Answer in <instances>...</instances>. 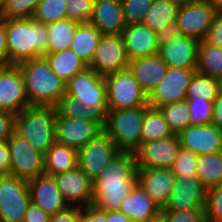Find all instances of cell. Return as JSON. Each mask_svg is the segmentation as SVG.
<instances>
[{"label":"cell","instance_id":"54","mask_svg":"<svg viewBox=\"0 0 222 222\" xmlns=\"http://www.w3.org/2000/svg\"><path fill=\"white\" fill-rule=\"evenodd\" d=\"M212 123L222 130V88L216 99L213 101V121Z\"/></svg>","mask_w":222,"mask_h":222},{"label":"cell","instance_id":"35","mask_svg":"<svg viewBox=\"0 0 222 222\" xmlns=\"http://www.w3.org/2000/svg\"><path fill=\"white\" fill-rule=\"evenodd\" d=\"M80 23L64 19L47 24L48 43L47 53H54L69 49L77 26Z\"/></svg>","mask_w":222,"mask_h":222},{"label":"cell","instance_id":"6","mask_svg":"<svg viewBox=\"0 0 222 222\" xmlns=\"http://www.w3.org/2000/svg\"><path fill=\"white\" fill-rule=\"evenodd\" d=\"M107 109L125 110L148 105V95L142 90L128 68L104 77Z\"/></svg>","mask_w":222,"mask_h":222},{"label":"cell","instance_id":"9","mask_svg":"<svg viewBox=\"0 0 222 222\" xmlns=\"http://www.w3.org/2000/svg\"><path fill=\"white\" fill-rule=\"evenodd\" d=\"M7 142L10 152L9 174L27 181L44 174V154L16 132Z\"/></svg>","mask_w":222,"mask_h":222},{"label":"cell","instance_id":"53","mask_svg":"<svg viewBox=\"0 0 222 222\" xmlns=\"http://www.w3.org/2000/svg\"><path fill=\"white\" fill-rule=\"evenodd\" d=\"M0 64L8 65L5 19L0 18Z\"/></svg>","mask_w":222,"mask_h":222},{"label":"cell","instance_id":"43","mask_svg":"<svg viewBox=\"0 0 222 222\" xmlns=\"http://www.w3.org/2000/svg\"><path fill=\"white\" fill-rule=\"evenodd\" d=\"M205 216L208 222H222V183L207 190Z\"/></svg>","mask_w":222,"mask_h":222},{"label":"cell","instance_id":"34","mask_svg":"<svg viewBox=\"0 0 222 222\" xmlns=\"http://www.w3.org/2000/svg\"><path fill=\"white\" fill-rule=\"evenodd\" d=\"M196 177L209 190L222 183V151L199 155L196 164Z\"/></svg>","mask_w":222,"mask_h":222},{"label":"cell","instance_id":"27","mask_svg":"<svg viewBox=\"0 0 222 222\" xmlns=\"http://www.w3.org/2000/svg\"><path fill=\"white\" fill-rule=\"evenodd\" d=\"M78 166V150L55 142L44 154V174L54 176Z\"/></svg>","mask_w":222,"mask_h":222},{"label":"cell","instance_id":"50","mask_svg":"<svg viewBox=\"0 0 222 222\" xmlns=\"http://www.w3.org/2000/svg\"><path fill=\"white\" fill-rule=\"evenodd\" d=\"M22 222H50V215L39 206L29 203Z\"/></svg>","mask_w":222,"mask_h":222},{"label":"cell","instance_id":"49","mask_svg":"<svg viewBox=\"0 0 222 222\" xmlns=\"http://www.w3.org/2000/svg\"><path fill=\"white\" fill-rule=\"evenodd\" d=\"M156 34H157V44L160 47L176 39L178 36L181 35V32L179 27L177 26V23L171 22L168 23L167 27H163L162 29L158 30Z\"/></svg>","mask_w":222,"mask_h":222},{"label":"cell","instance_id":"33","mask_svg":"<svg viewBox=\"0 0 222 222\" xmlns=\"http://www.w3.org/2000/svg\"><path fill=\"white\" fill-rule=\"evenodd\" d=\"M55 108L56 116L90 120L97 123L102 129L105 127L106 119L98 111L93 110L91 106H84L72 95L65 93Z\"/></svg>","mask_w":222,"mask_h":222},{"label":"cell","instance_id":"40","mask_svg":"<svg viewBox=\"0 0 222 222\" xmlns=\"http://www.w3.org/2000/svg\"><path fill=\"white\" fill-rule=\"evenodd\" d=\"M189 107V126L208 125L213 121V101L186 98Z\"/></svg>","mask_w":222,"mask_h":222},{"label":"cell","instance_id":"12","mask_svg":"<svg viewBox=\"0 0 222 222\" xmlns=\"http://www.w3.org/2000/svg\"><path fill=\"white\" fill-rule=\"evenodd\" d=\"M207 189L196 176L175 175L174 184L162 211L205 209Z\"/></svg>","mask_w":222,"mask_h":222},{"label":"cell","instance_id":"18","mask_svg":"<svg viewBox=\"0 0 222 222\" xmlns=\"http://www.w3.org/2000/svg\"><path fill=\"white\" fill-rule=\"evenodd\" d=\"M53 177L69 206L75 204V206L86 208L93 205L91 180L78 166Z\"/></svg>","mask_w":222,"mask_h":222},{"label":"cell","instance_id":"31","mask_svg":"<svg viewBox=\"0 0 222 222\" xmlns=\"http://www.w3.org/2000/svg\"><path fill=\"white\" fill-rule=\"evenodd\" d=\"M196 71L222 82V48L199 41Z\"/></svg>","mask_w":222,"mask_h":222},{"label":"cell","instance_id":"17","mask_svg":"<svg viewBox=\"0 0 222 222\" xmlns=\"http://www.w3.org/2000/svg\"><path fill=\"white\" fill-rule=\"evenodd\" d=\"M103 129L95 122L85 119L56 116L55 140L76 150L95 139Z\"/></svg>","mask_w":222,"mask_h":222},{"label":"cell","instance_id":"16","mask_svg":"<svg viewBox=\"0 0 222 222\" xmlns=\"http://www.w3.org/2000/svg\"><path fill=\"white\" fill-rule=\"evenodd\" d=\"M30 106L19 67L15 64L0 68V111L18 115Z\"/></svg>","mask_w":222,"mask_h":222},{"label":"cell","instance_id":"10","mask_svg":"<svg viewBox=\"0 0 222 222\" xmlns=\"http://www.w3.org/2000/svg\"><path fill=\"white\" fill-rule=\"evenodd\" d=\"M120 152L115 142L103 131L78 150V167L92 181Z\"/></svg>","mask_w":222,"mask_h":222},{"label":"cell","instance_id":"57","mask_svg":"<svg viewBox=\"0 0 222 222\" xmlns=\"http://www.w3.org/2000/svg\"><path fill=\"white\" fill-rule=\"evenodd\" d=\"M138 222H163V218L162 215H158L157 217H152Z\"/></svg>","mask_w":222,"mask_h":222},{"label":"cell","instance_id":"24","mask_svg":"<svg viewBox=\"0 0 222 222\" xmlns=\"http://www.w3.org/2000/svg\"><path fill=\"white\" fill-rule=\"evenodd\" d=\"M137 183L162 209L171 193L175 175L171 169H137Z\"/></svg>","mask_w":222,"mask_h":222},{"label":"cell","instance_id":"48","mask_svg":"<svg viewBox=\"0 0 222 222\" xmlns=\"http://www.w3.org/2000/svg\"><path fill=\"white\" fill-rule=\"evenodd\" d=\"M82 209V207L70 205L66 209L50 215V222H79Z\"/></svg>","mask_w":222,"mask_h":222},{"label":"cell","instance_id":"3","mask_svg":"<svg viewBox=\"0 0 222 222\" xmlns=\"http://www.w3.org/2000/svg\"><path fill=\"white\" fill-rule=\"evenodd\" d=\"M21 72L30 105L54 106L66 93V82L59 78L42 56L16 64Z\"/></svg>","mask_w":222,"mask_h":222},{"label":"cell","instance_id":"4","mask_svg":"<svg viewBox=\"0 0 222 222\" xmlns=\"http://www.w3.org/2000/svg\"><path fill=\"white\" fill-rule=\"evenodd\" d=\"M54 106L30 105L15 117V132L37 151L45 152L56 142Z\"/></svg>","mask_w":222,"mask_h":222},{"label":"cell","instance_id":"51","mask_svg":"<svg viewBox=\"0 0 222 222\" xmlns=\"http://www.w3.org/2000/svg\"><path fill=\"white\" fill-rule=\"evenodd\" d=\"M79 222H107L106 211L99 210L94 205L83 208Z\"/></svg>","mask_w":222,"mask_h":222},{"label":"cell","instance_id":"56","mask_svg":"<svg viewBox=\"0 0 222 222\" xmlns=\"http://www.w3.org/2000/svg\"><path fill=\"white\" fill-rule=\"evenodd\" d=\"M217 12H222V0H206Z\"/></svg>","mask_w":222,"mask_h":222},{"label":"cell","instance_id":"20","mask_svg":"<svg viewBox=\"0 0 222 222\" xmlns=\"http://www.w3.org/2000/svg\"><path fill=\"white\" fill-rule=\"evenodd\" d=\"M30 201L49 215L66 209L64 200L53 176L42 174L27 181Z\"/></svg>","mask_w":222,"mask_h":222},{"label":"cell","instance_id":"36","mask_svg":"<svg viewBox=\"0 0 222 222\" xmlns=\"http://www.w3.org/2000/svg\"><path fill=\"white\" fill-rule=\"evenodd\" d=\"M221 88V81L196 71L187 88L186 98L214 101Z\"/></svg>","mask_w":222,"mask_h":222},{"label":"cell","instance_id":"21","mask_svg":"<svg viewBox=\"0 0 222 222\" xmlns=\"http://www.w3.org/2000/svg\"><path fill=\"white\" fill-rule=\"evenodd\" d=\"M121 37L129 61L157 54V34L143 23L126 25Z\"/></svg>","mask_w":222,"mask_h":222},{"label":"cell","instance_id":"30","mask_svg":"<svg viewBox=\"0 0 222 222\" xmlns=\"http://www.w3.org/2000/svg\"><path fill=\"white\" fill-rule=\"evenodd\" d=\"M160 108L150 105L144 107V120L141 132V144L173 136Z\"/></svg>","mask_w":222,"mask_h":222},{"label":"cell","instance_id":"22","mask_svg":"<svg viewBox=\"0 0 222 222\" xmlns=\"http://www.w3.org/2000/svg\"><path fill=\"white\" fill-rule=\"evenodd\" d=\"M199 41L180 35L169 43L159 47V56L171 68H196Z\"/></svg>","mask_w":222,"mask_h":222},{"label":"cell","instance_id":"28","mask_svg":"<svg viewBox=\"0 0 222 222\" xmlns=\"http://www.w3.org/2000/svg\"><path fill=\"white\" fill-rule=\"evenodd\" d=\"M102 35L92 24L80 23L77 26L69 49L89 67Z\"/></svg>","mask_w":222,"mask_h":222},{"label":"cell","instance_id":"2","mask_svg":"<svg viewBox=\"0 0 222 222\" xmlns=\"http://www.w3.org/2000/svg\"><path fill=\"white\" fill-rule=\"evenodd\" d=\"M8 64L39 58L47 53V25L33 18L5 19Z\"/></svg>","mask_w":222,"mask_h":222},{"label":"cell","instance_id":"15","mask_svg":"<svg viewBox=\"0 0 222 222\" xmlns=\"http://www.w3.org/2000/svg\"><path fill=\"white\" fill-rule=\"evenodd\" d=\"M216 13L217 11L206 0L180 5L176 23L181 35L198 41L204 40Z\"/></svg>","mask_w":222,"mask_h":222},{"label":"cell","instance_id":"59","mask_svg":"<svg viewBox=\"0 0 222 222\" xmlns=\"http://www.w3.org/2000/svg\"><path fill=\"white\" fill-rule=\"evenodd\" d=\"M3 5H4V0H0V11L3 8Z\"/></svg>","mask_w":222,"mask_h":222},{"label":"cell","instance_id":"29","mask_svg":"<svg viewBox=\"0 0 222 222\" xmlns=\"http://www.w3.org/2000/svg\"><path fill=\"white\" fill-rule=\"evenodd\" d=\"M43 57L49 63L51 70L65 82L88 67L71 49L46 53Z\"/></svg>","mask_w":222,"mask_h":222},{"label":"cell","instance_id":"11","mask_svg":"<svg viewBox=\"0 0 222 222\" xmlns=\"http://www.w3.org/2000/svg\"><path fill=\"white\" fill-rule=\"evenodd\" d=\"M181 149L178 135L142 143L134 151L137 169H171Z\"/></svg>","mask_w":222,"mask_h":222},{"label":"cell","instance_id":"26","mask_svg":"<svg viewBox=\"0 0 222 222\" xmlns=\"http://www.w3.org/2000/svg\"><path fill=\"white\" fill-rule=\"evenodd\" d=\"M127 216L132 222L157 217L162 214V209L137 183L131 193L119 205L117 209Z\"/></svg>","mask_w":222,"mask_h":222},{"label":"cell","instance_id":"44","mask_svg":"<svg viewBox=\"0 0 222 222\" xmlns=\"http://www.w3.org/2000/svg\"><path fill=\"white\" fill-rule=\"evenodd\" d=\"M198 156L192 151L181 148L171 168L172 173L174 175L196 176Z\"/></svg>","mask_w":222,"mask_h":222},{"label":"cell","instance_id":"32","mask_svg":"<svg viewBox=\"0 0 222 222\" xmlns=\"http://www.w3.org/2000/svg\"><path fill=\"white\" fill-rule=\"evenodd\" d=\"M179 8L180 5L169 0H154L142 23L157 33L168 23L176 22Z\"/></svg>","mask_w":222,"mask_h":222},{"label":"cell","instance_id":"38","mask_svg":"<svg viewBox=\"0 0 222 222\" xmlns=\"http://www.w3.org/2000/svg\"><path fill=\"white\" fill-rule=\"evenodd\" d=\"M65 3L66 0H40L33 19L46 25L67 19Z\"/></svg>","mask_w":222,"mask_h":222},{"label":"cell","instance_id":"5","mask_svg":"<svg viewBox=\"0 0 222 222\" xmlns=\"http://www.w3.org/2000/svg\"><path fill=\"white\" fill-rule=\"evenodd\" d=\"M144 107L108 110L103 131L121 151L134 152L141 144Z\"/></svg>","mask_w":222,"mask_h":222},{"label":"cell","instance_id":"42","mask_svg":"<svg viewBox=\"0 0 222 222\" xmlns=\"http://www.w3.org/2000/svg\"><path fill=\"white\" fill-rule=\"evenodd\" d=\"M66 17L77 23H89L94 0H66Z\"/></svg>","mask_w":222,"mask_h":222},{"label":"cell","instance_id":"14","mask_svg":"<svg viewBox=\"0 0 222 222\" xmlns=\"http://www.w3.org/2000/svg\"><path fill=\"white\" fill-rule=\"evenodd\" d=\"M128 66L129 59L121 35H102L89 67L99 76L106 77Z\"/></svg>","mask_w":222,"mask_h":222},{"label":"cell","instance_id":"25","mask_svg":"<svg viewBox=\"0 0 222 222\" xmlns=\"http://www.w3.org/2000/svg\"><path fill=\"white\" fill-rule=\"evenodd\" d=\"M128 67L147 95L160 83L168 69L167 64L158 53L133 59L129 61Z\"/></svg>","mask_w":222,"mask_h":222},{"label":"cell","instance_id":"8","mask_svg":"<svg viewBox=\"0 0 222 222\" xmlns=\"http://www.w3.org/2000/svg\"><path fill=\"white\" fill-rule=\"evenodd\" d=\"M30 202L27 180L0 175V222H22Z\"/></svg>","mask_w":222,"mask_h":222},{"label":"cell","instance_id":"23","mask_svg":"<svg viewBox=\"0 0 222 222\" xmlns=\"http://www.w3.org/2000/svg\"><path fill=\"white\" fill-rule=\"evenodd\" d=\"M89 23L103 35H121L127 25L121 0H94Z\"/></svg>","mask_w":222,"mask_h":222},{"label":"cell","instance_id":"1","mask_svg":"<svg viewBox=\"0 0 222 222\" xmlns=\"http://www.w3.org/2000/svg\"><path fill=\"white\" fill-rule=\"evenodd\" d=\"M134 152L121 151L91 181L93 205L102 211H113L137 184Z\"/></svg>","mask_w":222,"mask_h":222},{"label":"cell","instance_id":"19","mask_svg":"<svg viewBox=\"0 0 222 222\" xmlns=\"http://www.w3.org/2000/svg\"><path fill=\"white\" fill-rule=\"evenodd\" d=\"M181 148L198 155L213 154L222 151V130L213 123L188 126L178 134Z\"/></svg>","mask_w":222,"mask_h":222},{"label":"cell","instance_id":"52","mask_svg":"<svg viewBox=\"0 0 222 222\" xmlns=\"http://www.w3.org/2000/svg\"><path fill=\"white\" fill-rule=\"evenodd\" d=\"M10 152L8 142H0V175L9 174Z\"/></svg>","mask_w":222,"mask_h":222},{"label":"cell","instance_id":"41","mask_svg":"<svg viewBox=\"0 0 222 222\" xmlns=\"http://www.w3.org/2000/svg\"><path fill=\"white\" fill-rule=\"evenodd\" d=\"M154 0H121L127 25L142 23Z\"/></svg>","mask_w":222,"mask_h":222},{"label":"cell","instance_id":"37","mask_svg":"<svg viewBox=\"0 0 222 222\" xmlns=\"http://www.w3.org/2000/svg\"><path fill=\"white\" fill-rule=\"evenodd\" d=\"M159 108L173 134L178 135L189 126L190 111L186 100Z\"/></svg>","mask_w":222,"mask_h":222},{"label":"cell","instance_id":"58","mask_svg":"<svg viewBox=\"0 0 222 222\" xmlns=\"http://www.w3.org/2000/svg\"><path fill=\"white\" fill-rule=\"evenodd\" d=\"M169 1L176 3L178 5H186V4H190L192 2H195L197 0H169Z\"/></svg>","mask_w":222,"mask_h":222},{"label":"cell","instance_id":"7","mask_svg":"<svg viewBox=\"0 0 222 222\" xmlns=\"http://www.w3.org/2000/svg\"><path fill=\"white\" fill-rule=\"evenodd\" d=\"M66 94L76 97L84 106H91L107 119L106 83L104 77L91 67H86L66 82Z\"/></svg>","mask_w":222,"mask_h":222},{"label":"cell","instance_id":"39","mask_svg":"<svg viewBox=\"0 0 222 222\" xmlns=\"http://www.w3.org/2000/svg\"><path fill=\"white\" fill-rule=\"evenodd\" d=\"M40 0H4L1 19L33 18Z\"/></svg>","mask_w":222,"mask_h":222},{"label":"cell","instance_id":"46","mask_svg":"<svg viewBox=\"0 0 222 222\" xmlns=\"http://www.w3.org/2000/svg\"><path fill=\"white\" fill-rule=\"evenodd\" d=\"M204 41L222 48V12L215 14Z\"/></svg>","mask_w":222,"mask_h":222},{"label":"cell","instance_id":"13","mask_svg":"<svg viewBox=\"0 0 222 222\" xmlns=\"http://www.w3.org/2000/svg\"><path fill=\"white\" fill-rule=\"evenodd\" d=\"M196 68L168 67L164 78L148 95V105L159 108L186 100L187 88Z\"/></svg>","mask_w":222,"mask_h":222},{"label":"cell","instance_id":"55","mask_svg":"<svg viewBox=\"0 0 222 222\" xmlns=\"http://www.w3.org/2000/svg\"><path fill=\"white\" fill-rule=\"evenodd\" d=\"M107 222H132L127 216L118 210L106 211Z\"/></svg>","mask_w":222,"mask_h":222},{"label":"cell","instance_id":"45","mask_svg":"<svg viewBox=\"0 0 222 222\" xmlns=\"http://www.w3.org/2000/svg\"><path fill=\"white\" fill-rule=\"evenodd\" d=\"M163 222H204L205 209L162 211Z\"/></svg>","mask_w":222,"mask_h":222},{"label":"cell","instance_id":"47","mask_svg":"<svg viewBox=\"0 0 222 222\" xmlns=\"http://www.w3.org/2000/svg\"><path fill=\"white\" fill-rule=\"evenodd\" d=\"M15 114L0 111V142L8 141L15 132Z\"/></svg>","mask_w":222,"mask_h":222}]
</instances>
